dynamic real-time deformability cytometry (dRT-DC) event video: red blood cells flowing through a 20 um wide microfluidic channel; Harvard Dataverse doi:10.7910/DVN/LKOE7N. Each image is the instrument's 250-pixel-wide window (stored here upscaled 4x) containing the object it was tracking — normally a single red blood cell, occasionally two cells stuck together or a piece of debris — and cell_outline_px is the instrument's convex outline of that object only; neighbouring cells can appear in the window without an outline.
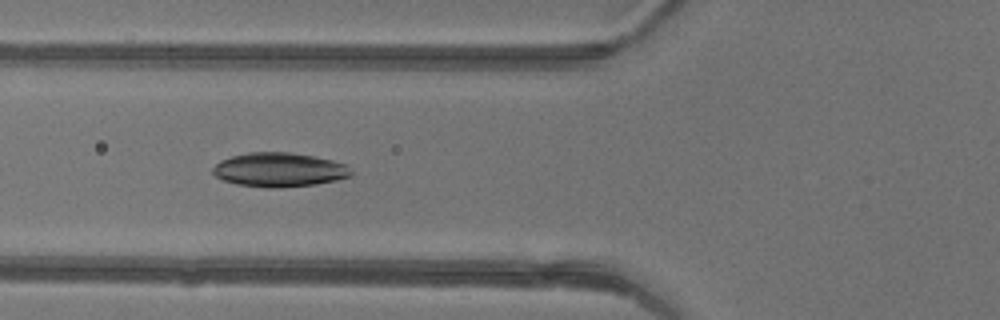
{"species": "common noctule bat (a hibernating species)", "species_latin": "Nyctalus noctula", "temperature_condition": "warm", "stored_images_in_passage": 10, "camera_frame_rate_fps": 3000, "um_per_image_px": 0.085, "animal": {"sex": "female"}, "frame": {"image": 1, "passage_image": 4, "time_ms": 1.0, "image_size_px": [1000, 320], "cell_outline_px": [[352, 176], [336, 180], [316, 184], [280, 188], [268, 188], [236, 184], [224, 180], [216, 176], [212, 172], [212, 168], [220, 160], [232, 156], [248, 152], [288, 152], [312, 156], [332, 160], [348, 164], [352, 172]], "centroid_in_image_um": [23.75, 14.43], "position_along_channel_um": 102.1, "area_um2": 27.63}}
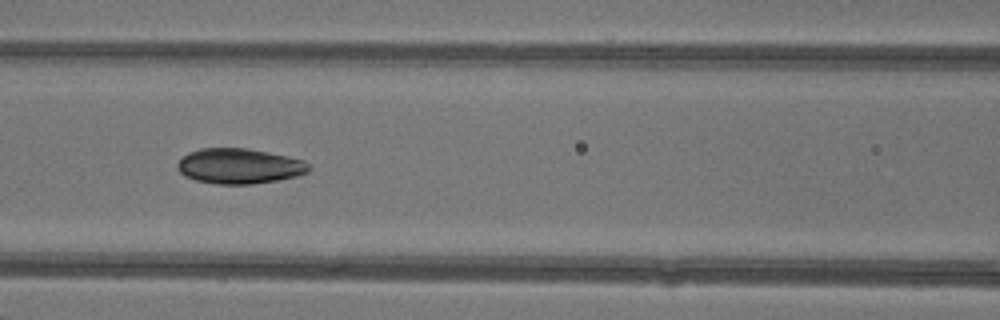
{"frame": {"image": 2, "passage_image": 7, "time_ms": 2.0, "image_size_px": [1000, 320], "cell_outline_px": [[312, 168], [308, 172], [296, 176], [276, 180], [252, 184], [216, 184], [196, 180], [184, 176], [176, 168], [176, 164], [188, 152], [200, 148], [244, 148], [288, 156], [304, 160]], "centroid_in_image_um": [20.33, 14.12], "position_along_channel_um": 146.3, "area_um2": 26.99}}